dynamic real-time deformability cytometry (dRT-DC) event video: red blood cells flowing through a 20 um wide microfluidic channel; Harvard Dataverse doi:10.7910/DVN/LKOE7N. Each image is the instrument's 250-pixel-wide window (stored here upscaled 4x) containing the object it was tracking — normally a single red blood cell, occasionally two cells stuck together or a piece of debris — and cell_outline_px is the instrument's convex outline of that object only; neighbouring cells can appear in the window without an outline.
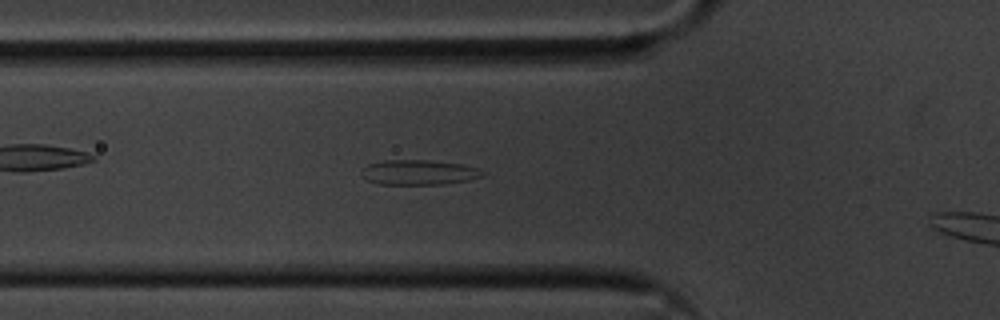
{"species": "common noctule bat (a hibernating species)", "species_latin": "Nyctalus noctula", "temperature_condition": "cold", "stored_images_in_passage": 39, "camera_frame_rate_fps": 3000, "um_per_image_px": 0.085, "animal": {"sex": "male", "body_mass_g": 20.1, "forearm_length_mm": 53.5}, "frame": {"image": 1, "passage_image": 10, "time_ms": 3.0, "image_size_px": [1000, 320], "cell_outline_px": [[484, 176], [468, 180], [444, 184], [380, 184], [368, 180], [360, 172], [368, 164], [384, 160], [428, 160], [460, 164], [480, 168], [484, 172]], "centroid_in_image_um": [35.63, 14.65], "position_along_channel_um": 90.2, "area_um2": 17.51}}
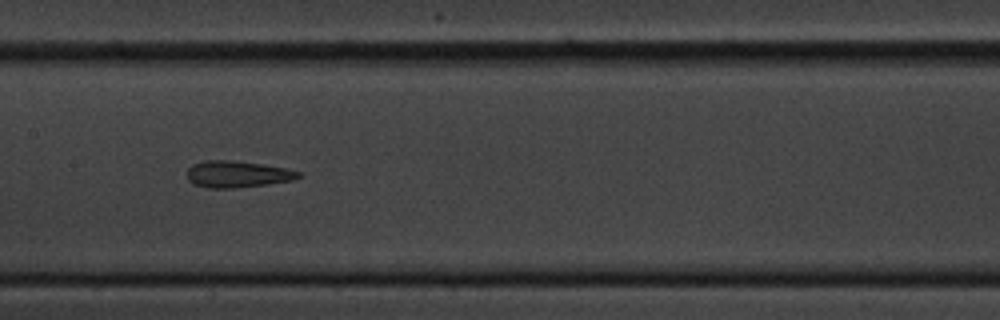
{"frame": {"image": 2, "passage_image": 18, "time_ms": 5.667, "image_size_px": [1000, 320], "cell_outline_px": [[304, 176], [292, 180], [268, 184], [232, 188], [208, 188], [192, 184], [188, 180], [188, 168], [192, 164], [204, 160], [232, 160], [260, 164], [284, 168], [304, 172]], "centroid_in_image_um": [20.18, 14.8], "position_along_channel_um": 187.2, "area_um2": 17.4}}
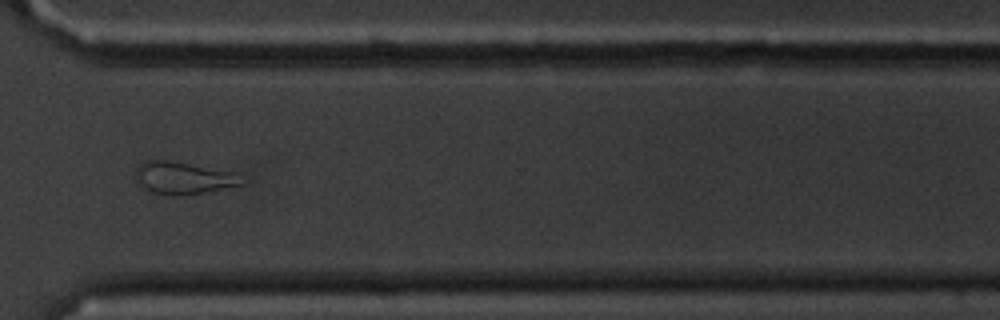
{"frame": {"image": 3, "passage_image": 32, "time_ms": 10.333, "image_size_px": [1000, 320], "cell_outline_px": [[240, 184], [204, 192], [152, 192], [136, 180], [136, 168], [144, 160], [168, 160], [228, 172]], "centroid_in_image_um": [15.4, 15.07], "position_along_channel_um": 355.2, "area_um2": 17.92}}